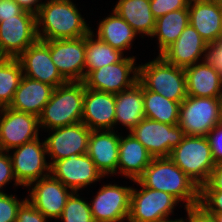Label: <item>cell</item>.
I'll return each mask as SVG.
<instances>
[{
    "label": "cell",
    "instance_id": "cell-18",
    "mask_svg": "<svg viewBox=\"0 0 222 222\" xmlns=\"http://www.w3.org/2000/svg\"><path fill=\"white\" fill-rule=\"evenodd\" d=\"M35 182L28 201L45 217L58 219L73 191L51 174Z\"/></svg>",
    "mask_w": 222,
    "mask_h": 222
},
{
    "label": "cell",
    "instance_id": "cell-40",
    "mask_svg": "<svg viewBox=\"0 0 222 222\" xmlns=\"http://www.w3.org/2000/svg\"><path fill=\"white\" fill-rule=\"evenodd\" d=\"M24 9L15 0H0V22L20 15Z\"/></svg>",
    "mask_w": 222,
    "mask_h": 222
},
{
    "label": "cell",
    "instance_id": "cell-38",
    "mask_svg": "<svg viewBox=\"0 0 222 222\" xmlns=\"http://www.w3.org/2000/svg\"><path fill=\"white\" fill-rule=\"evenodd\" d=\"M212 157L216 164L222 162V122L217 124L208 134Z\"/></svg>",
    "mask_w": 222,
    "mask_h": 222
},
{
    "label": "cell",
    "instance_id": "cell-13",
    "mask_svg": "<svg viewBox=\"0 0 222 222\" xmlns=\"http://www.w3.org/2000/svg\"><path fill=\"white\" fill-rule=\"evenodd\" d=\"M0 145L1 151L9 152L38 137L39 119L37 116L14 110L0 108ZM2 117V118H1Z\"/></svg>",
    "mask_w": 222,
    "mask_h": 222
},
{
    "label": "cell",
    "instance_id": "cell-15",
    "mask_svg": "<svg viewBox=\"0 0 222 222\" xmlns=\"http://www.w3.org/2000/svg\"><path fill=\"white\" fill-rule=\"evenodd\" d=\"M50 174L73 192L103 177L87 153L52 162Z\"/></svg>",
    "mask_w": 222,
    "mask_h": 222
},
{
    "label": "cell",
    "instance_id": "cell-34",
    "mask_svg": "<svg viewBox=\"0 0 222 222\" xmlns=\"http://www.w3.org/2000/svg\"><path fill=\"white\" fill-rule=\"evenodd\" d=\"M198 206L206 213H222V191L200 189Z\"/></svg>",
    "mask_w": 222,
    "mask_h": 222
},
{
    "label": "cell",
    "instance_id": "cell-37",
    "mask_svg": "<svg viewBox=\"0 0 222 222\" xmlns=\"http://www.w3.org/2000/svg\"><path fill=\"white\" fill-rule=\"evenodd\" d=\"M45 217L39 212L29 201L25 198V201L21 204L17 211L16 222H46Z\"/></svg>",
    "mask_w": 222,
    "mask_h": 222
},
{
    "label": "cell",
    "instance_id": "cell-35",
    "mask_svg": "<svg viewBox=\"0 0 222 222\" xmlns=\"http://www.w3.org/2000/svg\"><path fill=\"white\" fill-rule=\"evenodd\" d=\"M24 201L0 191V222H16L17 211Z\"/></svg>",
    "mask_w": 222,
    "mask_h": 222
},
{
    "label": "cell",
    "instance_id": "cell-3",
    "mask_svg": "<svg viewBox=\"0 0 222 222\" xmlns=\"http://www.w3.org/2000/svg\"><path fill=\"white\" fill-rule=\"evenodd\" d=\"M84 93L83 81H67L54 88L38 117L39 126L51 130L81 122Z\"/></svg>",
    "mask_w": 222,
    "mask_h": 222
},
{
    "label": "cell",
    "instance_id": "cell-2",
    "mask_svg": "<svg viewBox=\"0 0 222 222\" xmlns=\"http://www.w3.org/2000/svg\"><path fill=\"white\" fill-rule=\"evenodd\" d=\"M75 6L71 0L44 2L36 14L38 39H76L87 36L91 29ZM41 26L42 31L39 28Z\"/></svg>",
    "mask_w": 222,
    "mask_h": 222
},
{
    "label": "cell",
    "instance_id": "cell-36",
    "mask_svg": "<svg viewBox=\"0 0 222 222\" xmlns=\"http://www.w3.org/2000/svg\"><path fill=\"white\" fill-rule=\"evenodd\" d=\"M188 4L189 0H150L151 12L156 19L175 10L188 9Z\"/></svg>",
    "mask_w": 222,
    "mask_h": 222
},
{
    "label": "cell",
    "instance_id": "cell-8",
    "mask_svg": "<svg viewBox=\"0 0 222 222\" xmlns=\"http://www.w3.org/2000/svg\"><path fill=\"white\" fill-rule=\"evenodd\" d=\"M129 133L146 148L153 158L170 157L172 150L185 136L178 124L160 123L146 117Z\"/></svg>",
    "mask_w": 222,
    "mask_h": 222
},
{
    "label": "cell",
    "instance_id": "cell-32",
    "mask_svg": "<svg viewBox=\"0 0 222 222\" xmlns=\"http://www.w3.org/2000/svg\"><path fill=\"white\" fill-rule=\"evenodd\" d=\"M23 77L17 58H8L0 66V108L9 107Z\"/></svg>",
    "mask_w": 222,
    "mask_h": 222
},
{
    "label": "cell",
    "instance_id": "cell-47",
    "mask_svg": "<svg viewBox=\"0 0 222 222\" xmlns=\"http://www.w3.org/2000/svg\"><path fill=\"white\" fill-rule=\"evenodd\" d=\"M220 100V111H221V120H222V94L219 97Z\"/></svg>",
    "mask_w": 222,
    "mask_h": 222
},
{
    "label": "cell",
    "instance_id": "cell-44",
    "mask_svg": "<svg viewBox=\"0 0 222 222\" xmlns=\"http://www.w3.org/2000/svg\"><path fill=\"white\" fill-rule=\"evenodd\" d=\"M24 10L37 14L40 6L43 4L38 3L39 0H15Z\"/></svg>",
    "mask_w": 222,
    "mask_h": 222
},
{
    "label": "cell",
    "instance_id": "cell-1",
    "mask_svg": "<svg viewBox=\"0 0 222 222\" xmlns=\"http://www.w3.org/2000/svg\"><path fill=\"white\" fill-rule=\"evenodd\" d=\"M134 182L149 189L169 193L179 202H186V209L199 205L200 187L170 157L153 158Z\"/></svg>",
    "mask_w": 222,
    "mask_h": 222
},
{
    "label": "cell",
    "instance_id": "cell-23",
    "mask_svg": "<svg viewBox=\"0 0 222 222\" xmlns=\"http://www.w3.org/2000/svg\"><path fill=\"white\" fill-rule=\"evenodd\" d=\"M187 96L219 98L222 94V74L208 59L184 68Z\"/></svg>",
    "mask_w": 222,
    "mask_h": 222
},
{
    "label": "cell",
    "instance_id": "cell-4",
    "mask_svg": "<svg viewBox=\"0 0 222 222\" xmlns=\"http://www.w3.org/2000/svg\"><path fill=\"white\" fill-rule=\"evenodd\" d=\"M138 67V81L147 90L176 102H182L187 97L183 67L167 63L160 55L153 61Z\"/></svg>",
    "mask_w": 222,
    "mask_h": 222
},
{
    "label": "cell",
    "instance_id": "cell-16",
    "mask_svg": "<svg viewBox=\"0 0 222 222\" xmlns=\"http://www.w3.org/2000/svg\"><path fill=\"white\" fill-rule=\"evenodd\" d=\"M17 60L21 64L23 76L47 83L54 88L67 82L51 60L49 46L42 40L38 39L30 45Z\"/></svg>",
    "mask_w": 222,
    "mask_h": 222
},
{
    "label": "cell",
    "instance_id": "cell-25",
    "mask_svg": "<svg viewBox=\"0 0 222 222\" xmlns=\"http://www.w3.org/2000/svg\"><path fill=\"white\" fill-rule=\"evenodd\" d=\"M117 170L130 180H137L151 163L153 156L131 134L120 136Z\"/></svg>",
    "mask_w": 222,
    "mask_h": 222
},
{
    "label": "cell",
    "instance_id": "cell-21",
    "mask_svg": "<svg viewBox=\"0 0 222 222\" xmlns=\"http://www.w3.org/2000/svg\"><path fill=\"white\" fill-rule=\"evenodd\" d=\"M81 122L91 131L113 130L115 125V94L85 87Z\"/></svg>",
    "mask_w": 222,
    "mask_h": 222
},
{
    "label": "cell",
    "instance_id": "cell-30",
    "mask_svg": "<svg viewBox=\"0 0 222 222\" xmlns=\"http://www.w3.org/2000/svg\"><path fill=\"white\" fill-rule=\"evenodd\" d=\"M180 104L181 102L171 101L143 86V106L146 118L160 123L177 125Z\"/></svg>",
    "mask_w": 222,
    "mask_h": 222
},
{
    "label": "cell",
    "instance_id": "cell-27",
    "mask_svg": "<svg viewBox=\"0 0 222 222\" xmlns=\"http://www.w3.org/2000/svg\"><path fill=\"white\" fill-rule=\"evenodd\" d=\"M114 11L123 18L137 34L152 37L156 18L151 12L150 0H119Z\"/></svg>",
    "mask_w": 222,
    "mask_h": 222
},
{
    "label": "cell",
    "instance_id": "cell-10",
    "mask_svg": "<svg viewBox=\"0 0 222 222\" xmlns=\"http://www.w3.org/2000/svg\"><path fill=\"white\" fill-rule=\"evenodd\" d=\"M135 57H124L120 62L91 71L83 80L91 90L117 94L138 82L139 67L134 65ZM133 74L130 77V74Z\"/></svg>",
    "mask_w": 222,
    "mask_h": 222
},
{
    "label": "cell",
    "instance_id": "cell-20",
    "mask_svg": "<svg viewBox=\"0 0 222 222\" xmlns=\"http://www.w3.org/2000/svg\"><path fill=\"white\" fill-rule=\"evenodd\" d=\"M209 44L188 24L178 39L167 47L160 56L169 64L178 67L194 65L202 54L207 59Z\"/></svg>",
    "mask_w": 222,
    "mask_h": 222
},
{
    "label": "cell",
    "instance_id": "cell-24",
    "mask_svg": "<svg viewBox=\"0 0 222 222\" xmlns=\"http://www.w3.org/2000/svg\"><path fill=\"white\" fill-rule=\"evenodd\" d=\"M53 90L47 83L23 76L9 107L39 117Z\"/></svg>",
    "mask_w": 222,
    "mask_h": 222
},
{
    "label": "cell",
    "instance_id": "cell-22",
    "mask_svg": "<svg viewBox=\"0 0 222 222\" xmlns=\"http://www.w3.org/2000/svg\"><path fill=\"white\" fill-rule=\"evenodd\" d=\"M120 135L113 130H93L88 140V156L103 176L116 174Z\"/></svg>",
    "mask_w": 222,
    "mask_h": 222
},
{
    "label": "cell",
    "instance_id": "cell-12",
    "mask_svg": "<svg viewBox=\"0 0 222 222\" xmlns=\"http://www.w3.org/2000/svg\"><path fill=\"white\" fill-rule=\"evenodd\" d=\"M42 41L49 46L51 60L66 81L85 79L86 36Z\"/></svg>",
    "mask_w": 222,
    "mask_h": 222
},
{
    "label": "cell",
    "instance_id": "cell-33",
    "mask_svg": "<svg viewBox=\"0 0 222 222\" xmlns=\"http://www.w3.org/2000/svg\"><path fill=\"white\" fill-rule=\"evenodd\" d=\"M64 222H95L91 213L90 204L79 197L77 192H73L62 211L61 216Z\"/></svg>",
    "mask_w": 222,
    "mask_h": 222
},
{
    "label": "cell",
    "instance_id": "cell-28",
    "mask_svg": "<svg viewBox=\"0 0 222 222\" xmlns=\"http://www.w3.org/2000/svg\"><path fill=\"white\" fill-rule=\"evenodd\" d=\"M136 35L133 28L113 10L112 15L99 23L96 38L123 53L130 48Z\"/></svg>",
    "mask_w": 222,
    "mask_h": 222
},
{
    "label": "cell",
    "instance_id": "cell-29",
    "mask_svg": "<svg viewBox=\"0 0 222 222\" xmlns=\"http://www.w3.org/2000/svg\"><path fill=\"white\" fill-rule=\"evenodd\" d=\"M188 24V9L175 10L156 19L152 38H158L159 55L178 39Z\"/></svg>",
    "mask_w": 222,
    "mask_h": 222
},
{
    "label": "cell",
    "instance_id": "cell-43",
    "mask_svg": "<svg viewBox=\"0 0 222 222\" xmlns=\"http://www.w3.org/2000/svg\"><path fill=\"white\" fill-rule=\"evenodd\" d=\"M200 189H216L222 191V162L215 165L208 182Z\"/></svg>",
    "mask_w": 222,
    "mask_h": 222
},
{
    "label": "cell",
    "instance_id": "cell-42",
    "mask_svg": "<svg viewBox=\"0 0 222 222\" xmlns=\"http://www.w3.org/2000/svg\"><path fill=\"white\" fill-rule=\"evenodd\" d=\"M187 211V217L186 220H183V218H181V220L183 222H217L216 219L212 216L209 215L208 213H206L201 207L199 206H195V207H191L186 209Z\"/></svg>",
    "mask_w": 222,
    "mask_h": 222
},
{
    "label": "cell",
    "instance_id": "cell-14",
    "mask_svg": "<svg viewBox=\"0 0 222 222\" xmlns=\"http://www.w3.org/2000/svg\"><path fill=\"white\" fill-rule=\"evenodd\" d=\"M132 187L104 185L90 205L95 222H123L130 213Z\"/></svg>",
    "mask_w": 222,
    "mask_h": 222
},
{
    "label": "cell",
    "instance_id": "cell-6",
    "mask_svg": "<svg viewBox=\"0 0 222 222\" xmlns=\"http://www.w3.org/2000/svg\"><path fill=\"white\" fill-rule=\"evenodd\" d=\"M220 122L219 98L187 96L180 104L178 125L188 136H207Z\"/></svg>",
    "mask_w": 222,
    "mask_h": 222
},
{
    "label": "cell",
    "instance_id": "cell-26",
    "mask_svg": "<svg viewBox=\"0 0 222 222\" xmlns=\"http://www.w3.org/2000/svg\"><path fill=\"white\" fill-rule=\"evenodd\" d=\"M144 118L143 85L139 81L115 94V125L119 122L130 132Z\"/></svg>",
    "mask_w": 222,
    "mask_h": 222
},
{
    "label": "cell",
    "instance_id": "cell-39",
    "mask_svg": "<svg viewBox=\"0 0 222 222\" xmlns=\"http://www.w3.org/2000/svg\"><path fill=\"white\" fill-rule=\"evenodd\" d=\"M6 153L8 154H5L4 151H0V189H2L11 179L15 180L14 185H19L16 183L9 152Z\"/></svg>",
    "mask_w": 222,
    "mask_h": 222
},
{
    "label": "cell",
    "instance_id": "cell-45",
    "mask_svg": "<svg viewBox=\"0 0 222 222\" xmlns=\"http://www.w3.org/2000/svg\"><path fill=\"white\" fill-rule=\"evenodd\" d=\"M209 215H212L217 222H222V213H208Z\"/></svg>",
    "mask_w": 222,
    "mask_h": 222
},
{
    "label": "cell",
    "instance_id": "cell-19",
    "mask_svg": "<svg viewBox=\"0 0 222 222\" xmlns=\"http://www.w3.org/2000/svg\"><path fill=\"white\" fill-rule=\"evenodd\" d=\"M188 12L189 24L209 45L222 38V1L192 0Z\"/></svg>",
    "mask_w": 222,
    "mask_h": 222
},
{
    "label": "cell",
    "instance_id": "cell-41",
    "mask_svg": "<svg viewBox=\"0 0 222 222\" xmlns=\"http://www.w3.org/2000/svg\"><path fill=\"white\" fill-rule=\"evenodd\" d=\"M207 59L222 74V38L209 45Z\"/></svg>",
    "mask_w": 222,
    "mask_h": 222
},
{
    "label": "cell",
    "instance_id": "cell-9",
    "mask_svg": "<svg viewBox=\"0 0 222 222\" xmlns=\"http://www.w3.org/2000/svg\"><path fill=\"white\" fill-rule=\"evenodd\" d=\"M13 155H10L16 183L29 187L35 181L50 174V163H47L46 143H40L37 138L30 142L14 148ZM45 171H48L44 173Z\"/></svg>",
    "mask_w": 222,
    "mask_h": 222
},
{
    "label": "cell",
    "instance_id": "cell-11",
    "mask_svg": "<svg viewBox=\"0 0 222 222\" xmlns=\"http://www.w3.org/2000/svg\"><path fill=\"white\" fill-rule=\"evenodd\" d=\"M38 40L36 14L24 10L14 18L0 22V50L17 58Z\"/></svg>",
    "mask_w": 222,
    "mask_h": 222
},
{
    "label": "cell",
    "instance_id": "cell-17",
    "mask_svg": "<svg viewBox=\"0 0 222 222\" xmlns=\"http://www.w3.org/2000/svg\"><path fill=\"white\" fill-rule=\"evenodd\" d=\"M53 134L46 138L47 155L51 162L76 155L86 154L91 130L82 122L51 129Z\"/></svg>",
    "mask_w": 222,
    "mask_h": 222
},
{
    "label": "cell",
    "instance_id": "cell-5",
    "mask_svg": "<svg viewBox=\"0 0 222 222\" xmlns=\"http://www.w3.org/2000/svg\"><path fill=\"white\" fill-rule=\"evenodd\" d=\"M170 159L199 187L208 182L216 165L206 136L185 135Z\"/></svg>",
    "mask_w": 222,
    "mask_h": 222
},
{
    "label": "cell",
    "instance_id": "cell-46",
    "mask_svg": "<svg viewBox=\"0 0 222 222\" xmlns=\"http://www.w3.org/2000/svg\"><path fill=\"white\" fill-rule=\"evenodd\" d=\"M9 57L0 50V66L8 59Z\"/></svg>",
    "mask_w": 222,
    "mask_h": 222
},
{
    "label": "cell",
    "instance_id": "cell-31",
    "mask_svg": "<svg viewBox=\"0 0 222 222\" xmlns=\"http://www.w3.org/2000/svg\"><path fill=\"white\" fill-rule=\"evenodd\" d=\"M124 54L113 48L111 45L94 39L93 31L86 36L85 52V77L93 70H97L106 65L120 62Z\"/></svg>",
    "mask_w": 222,
    "mask_h": 222
},
{
    "label": "cell",
    "instance_id": "cell-7",
    "mask_svg": "<svg viewBox=\"0 0 222 222\" xmlns=\"http://www.w3.org/2000/svg\"><path fill=\"white\" fill-rule=\"evenodd\" d=\"M140 186L139 191L132 188L128 222H175L181 220V218L169 219V215L179 202L176 198L167 192Z\"/></svg>",
    "mask_w": 222,
    "mask_h": 222
}]
</instances>
